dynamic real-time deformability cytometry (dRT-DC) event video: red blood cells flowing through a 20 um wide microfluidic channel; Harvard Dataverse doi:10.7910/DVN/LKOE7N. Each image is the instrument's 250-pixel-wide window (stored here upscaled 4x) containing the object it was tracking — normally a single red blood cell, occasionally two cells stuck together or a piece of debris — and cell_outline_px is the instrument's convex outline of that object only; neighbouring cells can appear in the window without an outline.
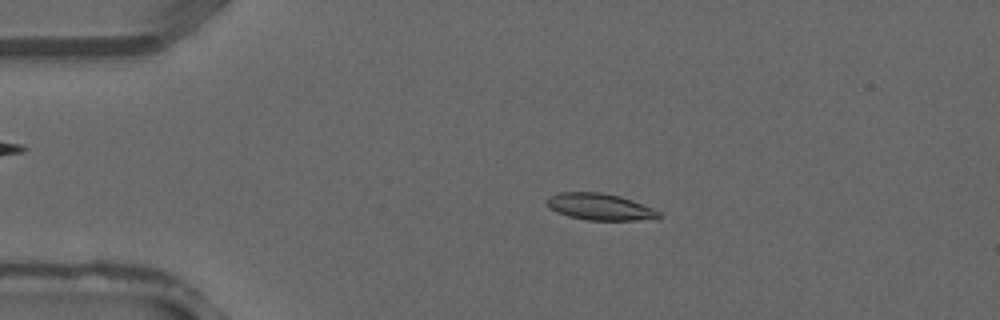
{"species": "common noctule bat (a hibernating species)", "species_latin": "Nyctalus noctula", "temperature_condition": "warm", "stored_images_in_passage": 11, "camera_frame_rate_fps": 3000, "um_per_image_px": 0.085, "animal": {"sex": "male", "forearm_length_mm": 52.5}, "frame": {"image": 1, "passage_image": 7, "time_ms": 2.0, "image_size_px": [1000, 320], "cell_outline_px": [[660, 216], [656, 220], [588, 220], [568, 216], [556, 212], [548, 208], [544, 204], [544, 200], [548, 196], [560, 192], [600, 192], [620, 196], [632, 200], [652, 208], [660, 212]], "centroid_in_image_um": [50.94, 17.58], "position_along_channel_um": 34.1, "area_um2": 17.69}}